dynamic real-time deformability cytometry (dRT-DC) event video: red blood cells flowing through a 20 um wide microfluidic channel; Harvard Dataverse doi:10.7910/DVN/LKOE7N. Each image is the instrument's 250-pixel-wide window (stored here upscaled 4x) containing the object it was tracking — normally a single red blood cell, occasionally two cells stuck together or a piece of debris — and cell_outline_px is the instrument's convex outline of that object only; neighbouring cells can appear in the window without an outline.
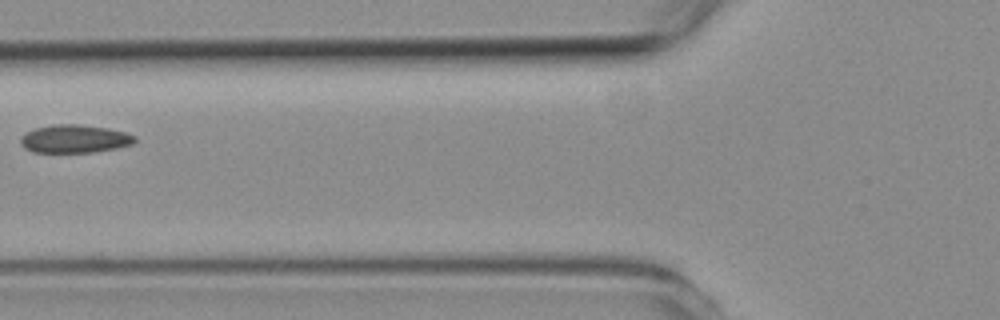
{"species": "common noctule bat (a hibernating species)", "species_latin": "Nyctalus noctula", "temperature_condition": "room temperature", "stored_images_in_passage": 3, "camera_frame_rate_fps": 3000, "um_per_image_px": 0.085, "animal": {"sex": "female", "body_mass_g": 19.3, "forearm_length_mm": 54.1}, "frame": {"image": 1, "passage_image": 3, "time_ms": 2.667, "image_size_px": [1000, 320], "cell_outline_px": [[136, 140], [132, 144], [116, 148], [92, 152], [32, 152], [24, 148], [20, 144], [20, 136], [24, 132], [36, 128], [52, 124], [80, 124], [108, 128], [124, 132], [136, 136]], "centroid_in_image_um": [6.3, 11.79], "position_along_channel_um": 119.5, "area_um2": 18.84}}